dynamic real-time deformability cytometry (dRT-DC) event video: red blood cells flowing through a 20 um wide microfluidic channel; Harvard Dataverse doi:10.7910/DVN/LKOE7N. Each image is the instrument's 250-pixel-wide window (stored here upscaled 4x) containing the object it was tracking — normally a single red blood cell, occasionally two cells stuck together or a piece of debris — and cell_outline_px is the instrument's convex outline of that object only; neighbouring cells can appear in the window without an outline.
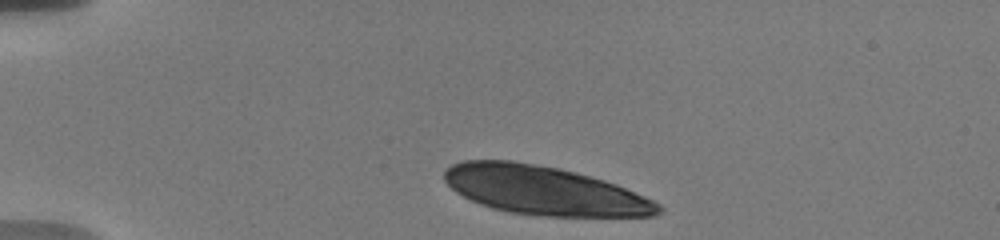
{"species": "human", "species_latin": "Homo sapiens", "temperature_condition": "warm", "stored_images_in_passage": 4, "camera_frame_rate_fps": 3000, "um_per_image_px": 0.085, "donor": {"sex": "male"}, "frame": {"image": 1, "passage_image": 1, "time_ms": 0.0, "image_size_px": [1000, 240], "cell_outline_px": [[664, 212], [652, 216], [544, 216], [508, 212], [492, 208], [480, 204], [456, 192], [444, 180], [444, 172], [452, 164], [464, 160], [512, 160], [560, 168], [576, 172], [604, 180], [616, 184], [644, 196], [660, 204], [664, 208]], "centroid_in_image_um": [46.27, 16.19], "position_along_channel_um": 38.7, "area_um2": 60.69}}